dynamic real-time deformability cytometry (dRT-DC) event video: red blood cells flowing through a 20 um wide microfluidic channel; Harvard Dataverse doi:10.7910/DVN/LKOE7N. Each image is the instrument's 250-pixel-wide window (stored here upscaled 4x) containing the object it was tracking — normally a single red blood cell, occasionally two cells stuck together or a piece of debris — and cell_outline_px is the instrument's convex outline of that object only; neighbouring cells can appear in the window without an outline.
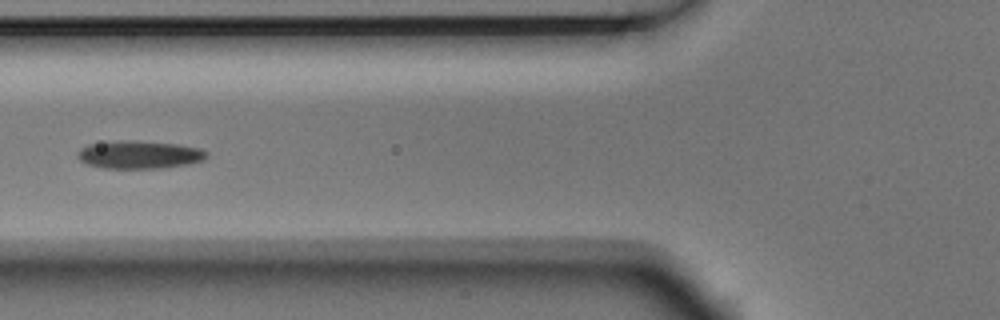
{"species": "Egyptian fruit bat (a non-hibernating species)", "species_latin": "Rousettus aegyptiacus", "temperature_condition": "room temperature", "stored_images_in_passage": 8, "camera_frame_rate_fps": 3000, "um_per_image_px": 0.085, "animal": {"sex": "male"}, "frame": {"image": 1, "passage_image": 5, "time_ms": 1.333, "image_size_px": [1000, 320], "cell_outline_px": [[208, 156], [204, 160], [188, 164], [168, 168], [104, 168], [88, 164], [80, 160], [76, 156], [76, 152], [80, 148], [88, 144], [120, 140], [132, 140], [180, 144], [200, 148], [208, 152]], "centroid_in_image_um": [11.86, 13.14], "position_along_channel_um": 113.9, "area_um2": 21.33}}
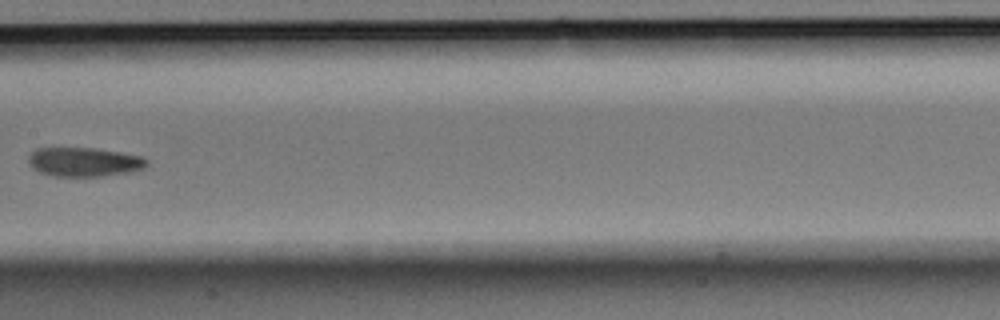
{"frame": {"image": 2, "passage_image": 7, "time_ms": 2.0, "image_size_px": [1000, 320], "cell_outline_px": [[148, 164], [144, 168], [132, 172], [104, 176], [52, 176], [40, 172], [32, 168], [28, 164], [28, 156], [36, 148], [96, 148], [120, 152], [140, 156], [148, 160]], "centroid_in_image_um": [7.15, 13.77], "position_along_channel_um": 200.3, "area_um2": 20.23}}
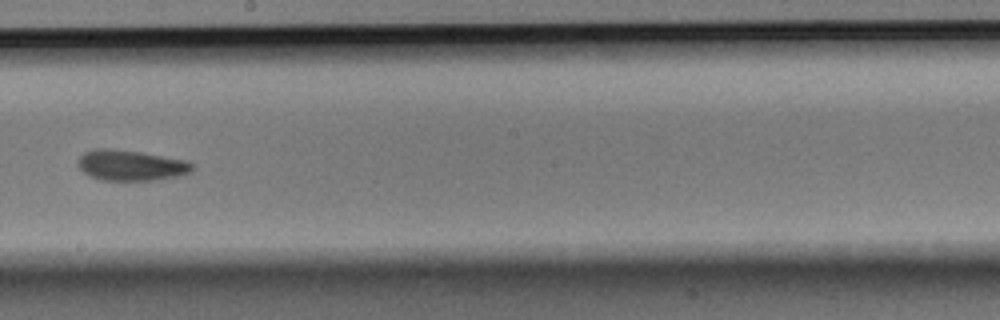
{"frame": {"image": 3, "passage_image": 8, "time_ms": 2.333, "image_size_px": [1000, 320], "cell_outline_px": [[196, 168], [192, 172], [176, 176], [152, 180], [100, 180], [88, 176], [76, 164], [80, 156], [84, 152], [96, 148], [108, 148], [140, 152], [188, 160], [196, 164]], "centroid_in_image_um": [11.15, 14.05], "position_along_channel_um": 237.1, "area_um2": 20.63}}